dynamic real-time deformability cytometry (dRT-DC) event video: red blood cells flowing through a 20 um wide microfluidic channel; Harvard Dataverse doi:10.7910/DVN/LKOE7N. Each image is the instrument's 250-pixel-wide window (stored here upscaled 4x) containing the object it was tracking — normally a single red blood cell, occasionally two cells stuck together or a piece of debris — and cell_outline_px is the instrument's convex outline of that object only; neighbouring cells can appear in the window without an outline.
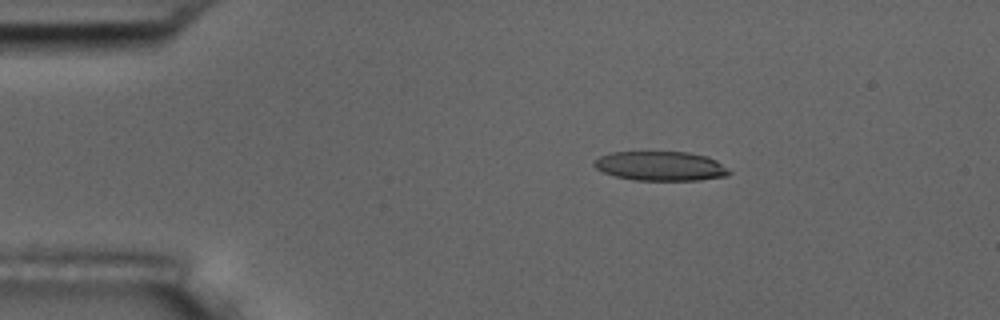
{"species": "common noctule bat (a hibernating species)", "species_latin": "Nyctalus noctula", "temperature_condition": "room temperature", "stored_images_in_passage": 4, "camera_frame_rate_fps": 3000, "um_per_image_px": 0.085, "animal": {"sex": "male", "body_mass_g": 17.5, "forearm_length_mm": 52.3}, "frame": {"image": 1, "passage_image": 2, "time_ms": 1.333, "image_size_px": [1000, 320], "cell_outline_px": [[732, 172], [728, 176], [700, 180], [632, 180], [616, 176], [604, 172], [596, 168], [592, 164], [592, 160], [608, 152], [688, 152], [708, 156], [716, 160]], "centroid_in_image_um": [56.14, 14.11], "position_along_channel_um": 28.9, "area_um2": 23.29}}
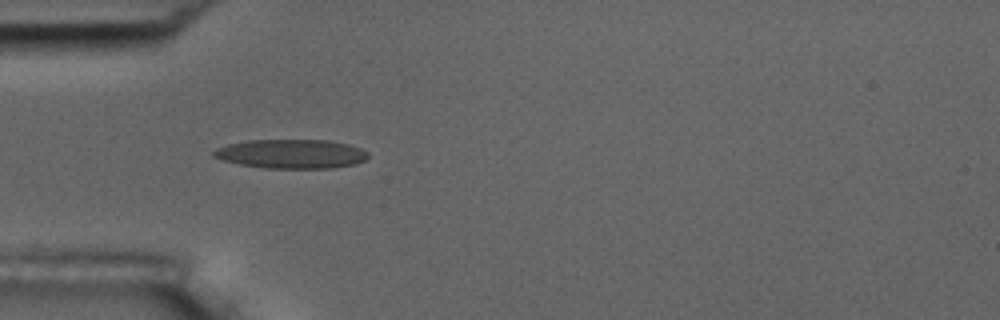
{"frame": {"image": 2, "passage_image": 4, "time_ms": 3.667, "image_size_px": [1000, 320], "cell_outline_px": [[368, 156], [364, 160], [356, 164], [332, 168], [268, 168], [240, 164], [224, 160], [212, 156], [212, 152], [216, 148], [228, 144], [248, 140], [328, 140], [348, 144], [360, 148], [368, 152]], "centroid_in_image_um": [24.77, 13.07], "position_along_channel_um": 60.2, "area_um2": 26.13}}